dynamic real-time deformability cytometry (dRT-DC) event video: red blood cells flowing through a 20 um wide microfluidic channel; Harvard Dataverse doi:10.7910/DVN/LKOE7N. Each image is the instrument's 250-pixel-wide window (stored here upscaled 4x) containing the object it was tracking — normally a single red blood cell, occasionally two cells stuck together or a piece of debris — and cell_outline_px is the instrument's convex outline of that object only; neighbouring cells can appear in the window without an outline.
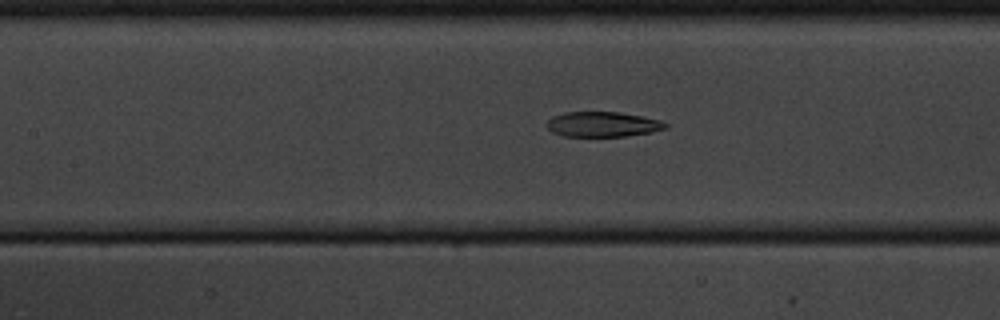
{"species": "common noctule bat (a hibernating species)", "species_latin": "Nyctalus noctula", "temperature_condition": "cold", "stored_images_in_passage": 45, "segment_of_instrument_passage": [1, 2], "camera_frame_rate_fps": 3000, "um_per_image_px": 0.085, "animal": {"sex": "male", "body_mass_g": 20.1, "forearm_length_mm": 53.5}, "frame": {"image": 1, "passage_image": 25, "time_ms": 8.0, "image_size_px": [1000, 320], "cell_outline_px": [[668, 128], [652, 132], [628, 136], [564, 136], [552, 132], [548, 128], [548, 120], [552, 116], [564, 112], [620, 112], [660, 120], [668, 124]], "centroid_in_image_um": [51.25, 10.56], "position_along_channel_um": 156.2, "area_um2": 17.34}}
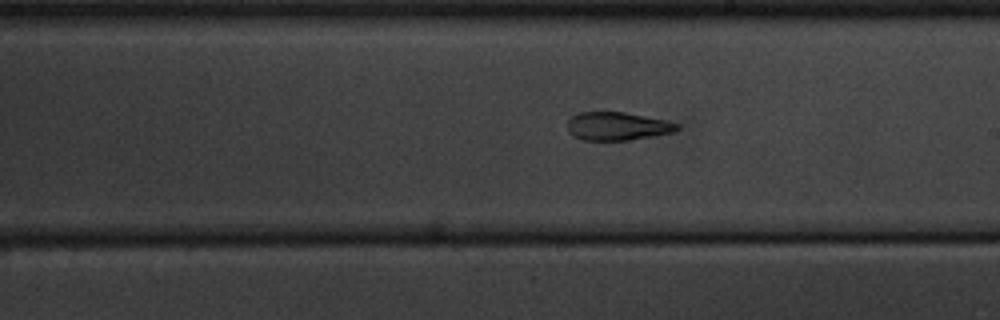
{"frame": {"image": 2, "passage_image": 32, "time_ms": 10.333, "image_size_px": [1000, 320], "cell_outline_px": [[680, 128], [672, 132], [656, 136], [632, 140], [584, 140], [572, 136], [568, 132], [568, 120], [572, 116], [580, 112], [624, 112], [668, 120], [680, 124]], "centroid_in_image_um": [52.5, 10.73], "position_along_channel_um": 236.5, "area_um2": 18.26}}
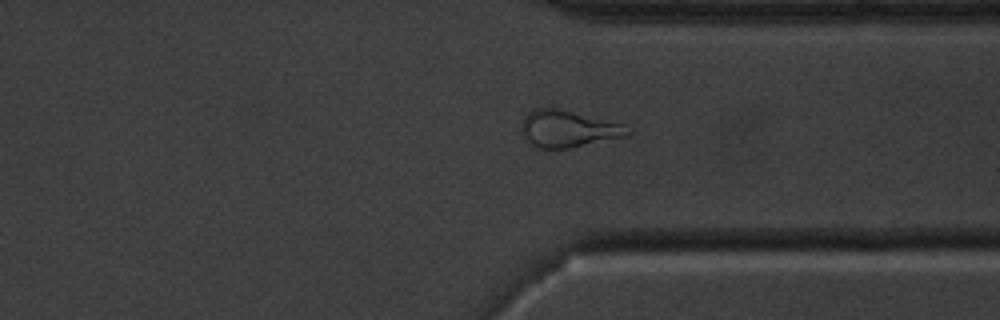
{"frame": {"image": 3, "passage_image": 43, "time_ms": 14.0, "image_size_px": [1000, 320], "cell_outline_px": [[632, 132], [628, 136], [572, 148], [532, 148], [524, 140], [520, 128], [520, 124], [524, 116], [532, 108], [556, 108], [620, 124]], "centroid_in_image_um": [48.18, 10.98], "position_along_channel_um": 363.2, "area_um2": 22.89}}